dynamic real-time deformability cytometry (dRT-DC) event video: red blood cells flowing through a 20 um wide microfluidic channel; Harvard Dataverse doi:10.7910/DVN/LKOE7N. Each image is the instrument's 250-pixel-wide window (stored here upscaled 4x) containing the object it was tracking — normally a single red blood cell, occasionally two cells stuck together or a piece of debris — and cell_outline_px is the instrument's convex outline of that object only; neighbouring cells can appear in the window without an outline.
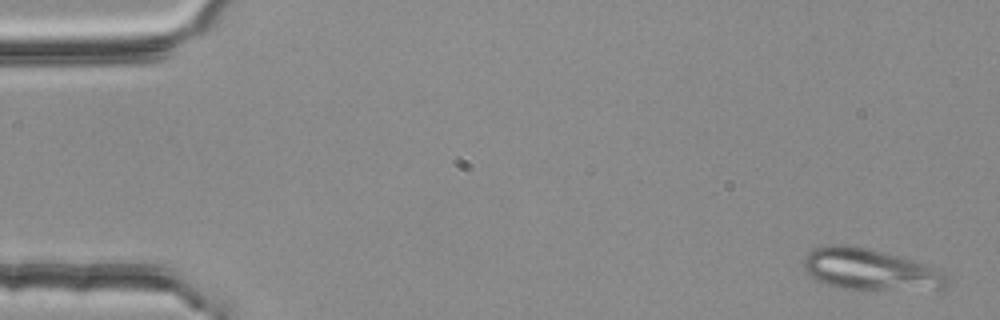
{"species": "common noctule bat (a hibernating species)", "species_latin": "Nyctalus noctula", "temperature_condition": "room temperature", "stored_images_in_passage": 3, "camera_frame_rate_fps": 3000, "um_per_image_px": 0.085, "animal": {"sex": "female", "body_mass_g": 25.1}, "frame": {"image": 1, "passage_image": 1, "time_ms": 0.0, "image_size_px": [1000, 320], "cell_outline_px": [[948, 280], [944, 288], [840, 288], [816, 280], [804, 268], [804, 256], [808, 252], [816, 248], [832, 244], [848, 244], [868, 248], [884, 252], [912, 260], [936, 268], [944, 272], [948, 276]], "centroid_in_image_um": [73.92, 22.87], "position_along_channel_um": 11.1, "area_um2": 33.64}}